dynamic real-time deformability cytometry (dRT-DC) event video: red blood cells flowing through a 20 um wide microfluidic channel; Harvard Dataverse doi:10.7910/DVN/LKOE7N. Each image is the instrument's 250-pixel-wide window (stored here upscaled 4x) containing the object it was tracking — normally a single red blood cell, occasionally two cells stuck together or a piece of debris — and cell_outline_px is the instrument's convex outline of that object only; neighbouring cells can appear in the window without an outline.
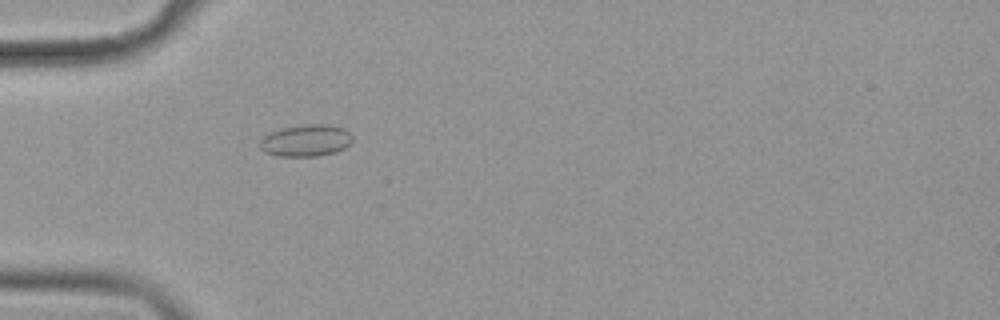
{"species": "common noctule bat (a hibernating species)", "species_latin": "Nyctalus noctula", "temperature_condition": "cold", "stored_images_in_passage": 49, "camera_frame_rate_fps": 3000, "um_per_image_px": 0.085, "animal": {"sex": "female", "body_mass_g": 19.9}, "frame": {"image": 1, "passage_image": 10, "time_ms": 3.0, "image_size_px": [1000, 320], "cell_outline_px": [[352, 140], [344, 148], [336, 152], [316, 156], [280, 156], [264, 152], [260, 148], [260, 140], [264, 136], [280, 128], [304, 124], [324, 124], [344, 128], [352, 136]], "centroid_in_image_um": [25.99, 11.94], "position_along_channel_um": 59.0, "area_um2": 17.11}}
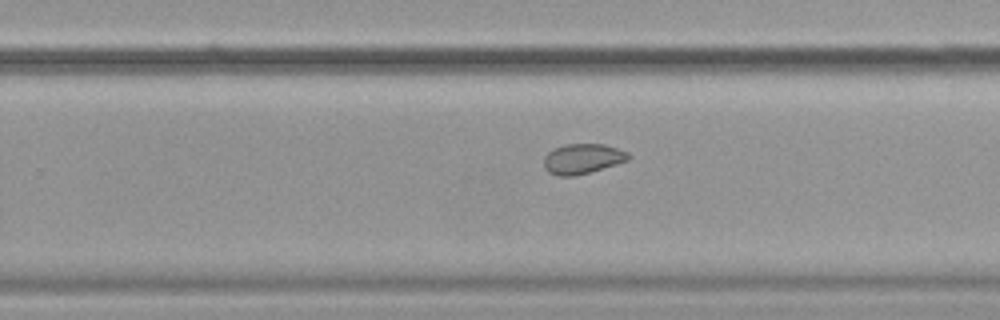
{"frame": {"image": 2, "passage_image": 29, "time_ms": 9.333, "image_size_px": [1000, 320], "cell_outline_px": [[628, 160], [616, 164], [588, 172], [572, 176], [556, 176], [548, 172], [544, 168], [544, 156], [552, 148], [564, 144], [604, 144], [628, 152]], "centroid_in_image_um": [49.45, 13.49], "position_along_channel_um": 280.3, "area_um2": 14.74}}
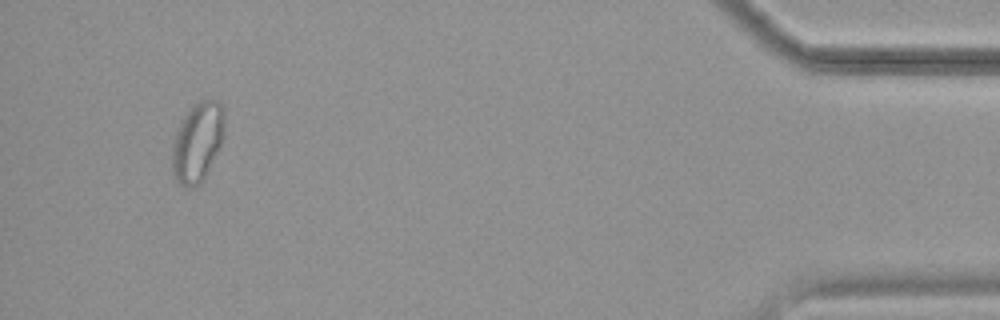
{"frame": {"image": 3, "passage_image": 46, "time_ms": 15.0, "image_size_px": [1000, 320], "cell_outline_px": [[224, 136], [200, 184], [192, 188], [188, 188], [180, 184], [172, 176], [172, 144], [176, 132], [184, 116], [192, 104], [200, 100], [216, 100], [224, 108]], "centroid_in_image_um": [16.76, 12.07], "position_along_channel_um": 418.4, "area_um2": 24.1}, "authors_computed_cell_mechanics": {"area_um2": 16.762, "velocity_mm_per_s": 3.5856, "shape_relaxation_time_tau1_ms": null, "shape_relaxation_time_tau2_ms": 4.6701, "deformation_change_tau1": null, "deformation_change_tau2": 0.0582}}